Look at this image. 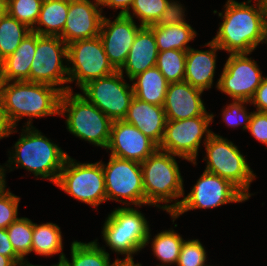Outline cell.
<instances>
[{
	"label": "cell",
	"instance_id": "cell-18",
	"mask_svg": "<svg viewBox=\"0 0 267 266\" xmlns=\"http://www.w3.org/2000/svg\"><path fill=\"white\" fill-rule=\"evenodd\" d=\"M107 149L111 150L109 155L141 163L152 155L158 146L134 125L124 120H116L112 123Z\"/></svg>",
	"mask_w": 267,
	"mask_h": 266
},
{
	"label": "cell",
	"instance_id": "cell-44",
	"mask_svg": "<svg viewBox=\"0 0 267 266\" xmlns=\"http://www.w3.org/2000/svg\"><path fill=\"white\" fill-rule=\"evenodd\" d=\"M6 168L5 166L0 165V193L6 189V179H5V175H6Z\"/></svg>",
	"mask_w": 267,
	"mask_h": 266
},
{
	"label": "cell",
	"instance_id": "cell-17",
	"mask_svg": "<svg viewBox=\"0 0 267 266\" xmlns=\"http://www.w3.org/2000/svg\"><path fill=\"white\" fill-rule=\"evenodd\" d=\"M102 12L99 0H69L66 23L59 37L68 45L99 36Z\"/></svg>",
	"mask_w": 267,
	"mask_h": 266
},
{
	"label": "cell",
	"instance_id": "cell-3",
	"mask_svg": "<svg viewBox=\"0 0 267 266\" xmlns=\"http://www.w3.org/2000/svg\"><path fill=\"white\" fill-rule=\"evenodd\" d=\"M21 131L20 138L11 147L14 149L12 152L8 151L10 155L4 164L5 167L10 171L14 168H23L38 179H48L56 184L69 155L34 126H23Z\"/></svg>",
	"mask_w": 267,
	"mask_h": 266
},
{
	"label": "cell",
	"instance_id": "cell-15",
	"mask_svg": "<svg viewBox=\"0 0 267 266\" xmlns=\"http://www.w3.org/2000/svg\"><path fill=\"white\" fill-rule=\"evenodd\" d=\"M248 53L229 54L216 88L232 100L250 102L261 84L262 71Z\"/></svg>",
	"mask_w": 267,
	"mask_h": 266
},
{
	"label": "cell",
	"instance_id": "cell-21",
	"mask_svg": "<svg viewBox=\"0 0 267 266\" xmlns=\"http://www.w3.org/2000/svg\"><path fill=\"white\" fill-rule=\"evenodd\" d=\"M204 46L208 50L189 48L186 52V66L184 81L202 91L212 87L216 69V53L221 50L212 40Z\"/></svg>",
	"mask_w": 267,
	"mask_h": 266
},
{
	"label": "cell",
	"instance_id": "cell-25",
	"mask_svg": "<svg viewBox=\"0 0 267 266\" xmlns=\"http://www.w3.org/2000/svg\"><path fill=\"white\" fill-rule=\"evenodd\" d=\"M71 262L63 257V266H121V259L117 258L110 263V254L105 247H100L97 239L84 243L73 241L71 243Z\"/></svg>",
	"mask_w": 267,
	"mask_h": 266
},
{
	"label": "cell",
	"instance_id": "cell-32",
	"mask_svg": "<svg viewBox=\"0 0 267 266\" xmlns=\"http://www.w3.org/2000/svg\"><path fill=\"white\" fill-rule=\"evenodd\" d=\"M6 230L14 251L24 259L31 253L33 222L27 217H18Z\"/></svg>",
	"mask_w": 267,
	"mask_h": 266
},
{
	"label": "cell",
	"instance_id": "cell-11",
	"mask_svg": "<svg viewBox=\"0 0 267 266\" xmlns=\"http://www.w3.org/2000/svg\"><path fill=\"white\" fill-rule=\"evenodd\" d=\"M213 121L214 115L196 116L184 120H167L164 137L158 149L180 156L193 165H197L196 160L201 140L204 138V145L212 134L208 127Z\"/></svg>",
	"mask_w": 267,
	"mask_h": 266
},
{
	"label": "cell",
	"instance_id": "cell-10",
	"mask_svg": "<svg viewBox=\"0 0 267 266\" xmlns=\"http://www.w3.org/2000/svg\"><path fill=\"white\" fill-rule=\"evenodd\" d=\"M105 176L107 201L124 205H145V193L140 162L110 155L107 164L102 163ZM125 199V200H123Z\"/></svg>",
	"mask_w": 267,
	"mask_h": 266
},
{
	"label": "cell",
	"instance_id": "cell-12",
	"mask_svg": "<svg viewBox=\"0 0 267 266\" xmlns=\"http://www.w3.org/2000/svg\"><path fill=\"white\" fill-rule=\"evenodd\" d=\"M180 206L170 214L174 221L189 210L213 209L228 203H240L248 198L229 180L204 171Z\"/></svg>",
	"mask_w": 267,
	"mask_h": 266
},
{
	"label": "cell",
	"instance_id": "cell-48",
	"mask_svg": "<svg viewBox=\"0 0 267 266\" xmlns=\"http://www.w3.org/2000/svg\"><path fill=\"white\" fill-rule=\"evenodd\" d=\"M2 70H3V59L0 56V76H1Z\"/></svg>",
	"mask_w": 267,
	"mask_h": 266
},
{
	"label": "cell",
	"instance_id": "cell-27",
	"mask_svg": "<svg viewBox=\"0 0 267 266\" xmlns=\"http://www.w3.org/2000/svg\"><path fill=\"white\" fill-rule=\"evenodd\" d=\"M154 33L158 51L182 50L191 48L188 43L197 36V32L188 23L168 26H148Z\"/></svg>",
	"mask_w": 267,
	"mask_h": 266
},
{
	"label": "cell",
	"instance_id": "cell-19",
	"mask_svg": "<svg viewBox=\"0 0 267 266\" xmlns=\"http://www.w3.org/2000/svg\"><path fill=\"white\" fill-rule=\"evenodd\" d=\"M203 92L186 81L168 84L163 105L167 120L213 116L205 108L201 98Z\"/></svg>",
	"mask_w": 267,
	"mask_h": 266
},
{
	"label": "cell",
	"instance_id": "cell-14",
	"mask_svg": "<svg viewBox=\"0 0 267 266\" xmlns=\"http://www.w3.org/2000/svg\"><path fill=\"white\" fill-rule=\"evenodd\" d=\"M88 102L94 104L112 121L123 120L134 97L133 87L120 71L89 81L80 88Z\"/></svg>",
	"mask_w": 267,
	"mask_h": 266
},
{
	"label": "cell",
	"instance_id": "cell-6",
	"mask_svg": "<svg viewBox=\"0 0 267 266\" xmlns=\"http://www.w3.org/2000/svg\"><path fill=\"white\" fill-rule=\"evenodd\" d=\"M66 117L68 132L88 143L107 150L113 121L81 93L61 94L59 115Z\"/></svg>",
	"mask_w": 267,
	"mask_h": 266
},
{
	"label": "cell",
	"instance_id": "cell-8",
	"mask_svg": "<svg viewBox=\"0 0 267 266\" xmlns=\"http://www.w3.org/2000/svg\"><path fill=\"white\" fill-rule=\"evenodd\" d=\"M55 185L92 207L107 201L102 160L80 163L68 156Z\"/></svg>",
	"mask_w": 267,
	"mask_h": 266
},
{
	"label": "cell",
	"instance_id": "cell-13",
	"mask_svg": "<svg viewBox=\"0 0 267 266\" xmlns=\"http://www.w3.org/2000/svg\"><path fill=\"white\" fill-rule=\"evenodd\" d=\"M67 58L68 83L76 81L79 88L116 71L108 60L99 36L68 44Z\"/></svg>",
	"mask_w": 267,
	"mask_h": 266
},
{
	"label": "cell",
	"instance_id": "cell-45",
	"mask_svg": "<svg viewBox=\"0 0 267 266\" xmlns=\"http://www.w3.org/2000/svg\"><path fill=\"white\" fill-rule=\"evenodd\" d=\"M0 266H17V264L10 257L0 254Z\"/></svg>",
	"mask_w": 267,
	"mask_h": 266
},
{
	"label": "cell",
	"instance_id": "cell-51",
	"mask_svg": "<svg viewBox=\"0 0 267 266\" xmlns=\"http://www.w3.org/2000/svg\"><path fill=\"white\" fill-rule=\"evenodd\" d=\"M121 266H130V264H122Z\"/></svg>",
	"mask_w": 267,
	"mask_h": 266
},
{
	"label": "cell",
	"instance_id": "cell-40",
	"mask_svg": "<svg viewBox=\"0 0 267 266\" xmlns=\"http://www.w3.org/2000/svg\"><path fill=\"white\" fill-rule=\"evenodd\" d=\"M249 103L255 106L257 112H267V76L262 79Z\"/></svg>",
	"mask_w": 267,
	"mask_h": 266
},
{
	"label": "cell",
	"instance_id": "cell-5",
	"mask_svg": "<svg viewBox=\"0 0 267 266\" xmlns=\"http://www.w3.org/2000/svg\"><path fill=\"white\" fill-rule=\"evenodd\" d=\"M102 228L105 245L118 255H124L122 264H134V254L150 243V227L140 210L118 207L111 211Z\"/></svg>",
	"mask_w": 267,
	"mask_h": 266
},
{
	"label": "cell",
	"instance_id": "cell-1",
	"mask_svg": "<svg viewBox=\"0 0 267 266\" xmlns=\"http://www.w3.org/2000/svg\"><path fill=\"white\" fill-rule=\"evenodd\" d=\"M237 2L227 0L224 12H218L223 20L212 41L229 54H251L265 42L267 16L263 0ZM224 13V14H223Z\"/></svg>",
	"mask_w": 267,
	"mask_h": 266
},
{
	"label": "cell",
	"instance_id": "cell-2",
	"mask_svg": "<svg viewBox=\"0 0 267 266\" xmlns=\"http://www.w3.org/2000/svg\"><path fill=\"white\" fill-rule=\"evenodd\" d=\"M62 92L56 87L27 81H0V101L12 127L24 117L25 126L32 127V119L59 115Z\"/></svg>",
	"mask_w": 267,
	"mask_h": 266
},
{
	"label": "cell",
	"instance_id": "cell-33",
	"mask_svg": "<svg viewBox=\"0 0 267 266\" xmlns=\"http://www.w3.org/2000/svg\"><path fill=\"white\" fill-rule=\"evenodd\" d=\"M169 0H134L127 16L132 19L136 16L142 26L155 24L163 13ZM133 14V15H132Z\"/></svg>",
	"mask_w": 267,
	"mask_h": 266
},
{
	"label": "cell",
	"instance_id": "cell-7",
	"mask_svg": "<svg viewBox=\"0 0 267 266\" xmlns=\"http://www.w3.org/2000/svg\"><path fill=\"white\" fill-rule=\"evenodd\" d=\"M204 146L206 156L203 161L207 163L204 171L229 180L248 199L254 195L249 189L256 175L232 141L212 132Z\"/></svg>",
	"mask_w": 267,
	"mask_h": 266
},
{
	"label": "cell",
	"instance_id": "cell-16",
	"mask_svg": "<svg viewBox=\"0 0 267 266\" xmlns=\"http://www.w3.org/2000/svg\"><path fill=\"white\" fill-rule=\"evenodd\" d=\"M142 27L127 15H117L114 21L103 16L99 37L108 60L116 71L123 67L135 36Z\"/></svg>",
	"mask_w": 267,
	"mask_h": 266
},
{
	"label": "cell",
	"instance_id": "cell-36",
	"mask_svg": "<svg viewBox=\"0 0 267 266\" xmlns=\"http://www.w3.org/2000/svg\"><path fill=\"white\" fill-rule=\"evenodd\" d=\"M206 261V250L198 239L183 241L177 266H205Z\"/></svg>",
	"mask_w": 267,
	"mask_h": 266
},
{
	"label": "cell",
	"instance_id": "cell-41",
	"mask_svg": "<svg viewBox=\"0 0 267 266\" xmlns=\"http://www.w3.org/2000/svg\"><path fill=\"white\" fill-rule=\"evenodd\" d=\"M0 254L10 257L16 264L21 260L12 247L6 229H0Z\"/></svg>",
	"mask_w": 267,
	"mask_h": 266
},
{
	"label": "cell",
	"instance_id": "cell-26",
	"mask_svg": "<svg viewBox=\"0 0 267 266\" xmlns=\"http://www.w3.org/2000/svg\"><path fill=\"white\" fill-rule=\"evenodd\" d=\"M68 10L69 0H43L38 20L31 31L39 35L60 36Z\"/></svg>",
	"mask_w": 267,
	"mask_h": 266
},
{
	"label": "cell",
	"instance_id": "cell-47",
	"mask_svg": "<svg viewBox=\"0 0 267 266\" xmlns=\"http://www.w3.org/2000/svg\"><path fill=\"white\" fill-rule=\"evenodd\" d=\"M7 13V0H0V19H2Z\"/></svg>",
	"mask_w": 267,
	"mask_h": 266
},
{
	"label": "cell",
	"instance_id": "cell-4",
	"mask_svg": "<svg viewBox=\"0 0 267 266\" xmlns=\"http://www.w3.org/2000/svg\"><path fill=\"white\" fill-rule=\"evenodd\" d=\"M175 157L180 156L157 149L141 162L145 205L154 206L172 214L180 206L178 198L184 196L183 177ZM173 204H167L171 202ZM165 203V205H160Z\"/></svg>",
	"mask_w": 267,
	"mask_h": 266
},
{
	"label": "cell",
	"instance_id": "cell-31",
	"mask_svg": "<svg viewBox=\"0 0 267 266\" xmlns=\"http://www.w3.org/2000/svg\"><path fill=\"white\" fill-rule=\"evenodd\" d=\"M186 52L182 50H165L158 53L156 67L163 74L167 82L184 81Z\"/></svg>",
	"mask_w": 267,
	"mask_h": 266
},
{
	"label": "cell",
	"instance_id": "cell-43",
	"mask_svg": "<svg viewBox=\"0 0 267 266\" xmlns=\"http://www.w3.org/2000/svg\"><path fill=\"white\" fill-rule=\"evenodd\" d=\"M16 132L17 130L15 129V127H12L10 123L8 122L6 115H5V111L0 101V139L9 137V135L16 133Z\"/></svg>",
	"mask_w": 267,
	"mask_h": 266
},
{
	"label": "cell",
	"instance_id": "cell-46",
	"mask_svg": "<svg viewBox=\"0 0 267 266\" xmlns=\"http://www.w3.org/2000/svg\"><path fill=\"white\" fill-rule=\"evenodd\" d=\"M17 266H42V265H32L31 263H29L27 261L26 258L24 259H21L18 263H17ZM50 266H63V263L62 261H59L57 264H53V265H50Z\"/></svg>",
	"mask_w": 267,
	"mask_h": 266
},
{
	"label": "cell",
	"instance_id": "cell-28",
	"mask_svg": "<svg viewBox=\"0 0 267 266\" xmlns=\"http://www.w3.org/2000/svg\"><path fill=\"white\" fill-rule=\"evenodd\" d=\"M63 239L60 227L54 223H33L32 247L34 252L41 256H53L59 254V261L63 260Z\"/></svg>",
	"mask_w": 267,
	"mask_h": 266
},
{
	"label": "cell",
	"instance_id": "cell-29",
	"mask_svg": "<svg viewBox=\"0 0 267 266\" xmlns=\"http://www.w3.org/2000/svg\"><path fill=\"white\" fill-rule=\"evenodd\" d=\"M151 240L153 255L162 263L156 266L177 264L184 241L180 234L170 228L159 232Z\"/></svg>",
	"mask_w": 267,
	"mask_h": 266
},
{
	"label": "cell",
	"instance_id": "cell-34",
	"mask_svg": "<svg viewBox=\"0 0 267 266\" xmlns=\"http://www.w3.org/2000/svg\"><path fill=\"white\" fill-rule=\"evenodd\" d=\"M43 0H7L8 14L32 29L39 17Z\"/></svg>",
	"mask_w": 267,
	"mask_h": 266
},
{
	"label": "cell",
	"instance_id": "cell-35",
	"mask_svg": "<svg viewBox=\"0 0 267 266\" xmlns=\"http://www.w3.org/2000/svg\"><path fill=\"white\" fill-rule=\"evenodd\" d=\"M245 104H249V102L245 100H233L230 104L226 105L224 109H222V120L225 124H227V126L231 128L243 126V130L248 129L253 112L248 113V111H246L247 107H245Z\"/></svg>",
	"mask_w": 267,
	"mask_h": 266
},
{
	"label": "cell",
	"instance_id": "cell-24",
	"mask_svg": "<svg viewBox=\"0 0 267 266\" xmlns=\"http://www.w3.org/2000/svg\"><path fill=\"white\" fill-rule=\"evenodd\" d=\"M134 97L153 105L163 106L168 82L155 66L137 74L131 80Z\"/></svg>",
	"mask_w": 267,
	"mask_h": 266
},
{
	"label": "cell",
	"instance_id": "cell-38",
	"mask_svg": "<svg viewBox=\"0 0 267 266\" xmlns=\"http://www.w3.org/2000/svg\"><path fill=\"white\" fill-rule=\"evenodd\" d=\"M185 8L177 0H169L163 13L161 14L158 21L154 24L155 26H168L176 24L187 23L185 20Z\"/></svg>",
	"mask_w": 267,
	"mask_h": 266
},
{
	"label": "cell",
	"instance_id": "cell-20",
	"mask_svg": "<svg viewBox=\"0 0 267 266\" xmlns=\"http://www.w3.org/2000/svg\"><path fill=\"white\" fill-rule=\"evenodd\" d=\"M123 120L138 128L159 147L167 122L163 106L153 105L133 97Z\"/></svg>",
	"mask_w": 267,
	"mask_h": 266
},
{
	"label": "cell",
	"instance_id": "cell-37",
	"mask_svg": "<svg viewBox=\"0 0 267 266\" xmlns=\"http://www.w3.org/2000/svg\"><path fill=\"white\" fill-rule=\"evenodd\" d=\"M20 197L5 189L0 193V229H6L18 218Z\"/></svg>",
	"mask_w": 267,
	"mask_h": 266
},
{
	"label": "cell",
	"instance_id": "cell-49",
	"mask_svg": "<svg viewBox=\"0 0 267 266\" xmlns=\"http://www.w3.org/2000/svg\"><path fill=\"white\" fill-rule=\"evenodd\" d=\"M264 5H265V11H266V16H267V0H263Z\"/></svg>",
	"mask_w": 267,
	"mask_h": 266
},
{
	"label": "cell",
	"instance_id": "cell-30",
	"mask_svg": "<svg viewBox=\"0 0 267 266\" xmlns=\"http://www.w3.org/2000/svg\"><path fill=\"white\" fill-rule=\"evenodd\" d=\"M31 32L24 23L19 22L8 13L0 19V56L4 60L20 45L21 41Z\"/></svg>",
	"mask_w": 267,
	"mask_h": 266
},
{
	"label": "cell",
	"instance_id": "cell-22",
	"mask_svg": "<svg viewBox=\"0 0 267 266\" xmlns=\"http://www.w3.org/2000/svg\"><path fill=\"white\" fill-rule=\"evenodd\" d=\"M158 48L153 31L143 26L135 36L123 67L119 70L131 80L137 74L156 66Z\"/></svg>",
	"mask_w": 267,
	"mask_h": 266
},
{
	"label": "cell",
	"instance_id": "cell-50",
	"mask_svg": "<svg viewBox=\"0 0 267 266\" xmlns=\"http://www.w3.org/2000/svg\"><path fill=\"white\" fill-rule=\"evenodd\" d=\"M130 266H142V264H140V263H134V264H130Z\"/></svg>",
	"mask_w": 267,
	"mask_h": 266
},
{
	"label": "cell",
	"instance_id": "cell-23",
	"mask_svg": "<svg viewBox=\"0 0 267 266\" xmlns=\"http://www.w3.org/2000/svg\"><path fill=\"white\" fill-rule=\"evenodd\" d=\"M36 50V32L31 31L18 48L3 60L0 81L29 82L31 63Z\"/></svg>",
	"mask_w": 267,
	"mask_h": 266
},
{
	"label": "cell",
	"instance_id": "cell-42",
	"mask_svg": "<svg viewBox=\"0 0 267 266\" xmlns=\"http://www.w3.org/2000/svg\"><path fill=\"white\" fill-rule=\"evenodd\" d=\"M134 0H99V4L102 7L121 9L118 15H127L130 12V8Z\"/></svg>",
	"mask_w": 267,
	"mask_h": 266
},
{
	"label": "cell",
	"instance_id": "cell-39",
	"mask_svg": "<svg viewBox=\"0 0 267 266\" xmlns=\"http://www.w3.org/2000/svg\"><path fill=\"white\" fill-rule=\"evenodd\" d=\"M247 130L258 142L267 146V112L253 111Z\"/></svg>",
	"mask_w": 267,
	"mask_h": 266
},
{
	"label": "cell",
	"instance_id": "cell-9",
	"mask_svg": "<svg viewBox=\"0 0 267 266\" xmlns=\"http://www.w3.org/2000/svg\"><path fill=\"white\" fill-rule=\"evenodd\" d=\"M68 45L59 36L36 33V50L31 63L29 82L49 84L62 93L72 91L68 85ZM62 85V86H61Z\"/></svg>",
	"mask_w": 267,
	"mask_h": 266
}]
</instances>
